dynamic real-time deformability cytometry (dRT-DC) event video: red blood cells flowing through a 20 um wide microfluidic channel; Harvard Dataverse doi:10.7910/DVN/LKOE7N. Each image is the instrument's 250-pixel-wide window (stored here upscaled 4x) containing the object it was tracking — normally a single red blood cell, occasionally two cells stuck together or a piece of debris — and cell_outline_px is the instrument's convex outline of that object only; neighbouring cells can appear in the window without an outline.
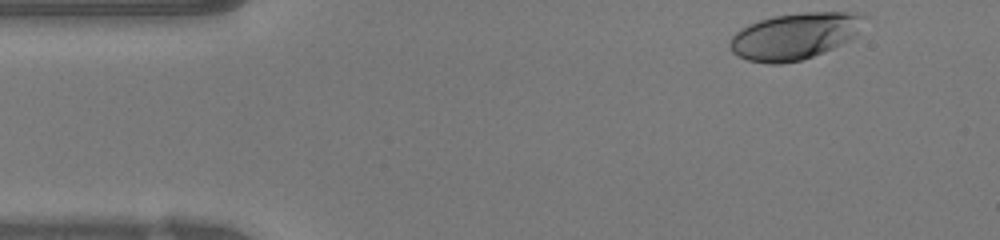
{"species": "human", "species_latin": "Homo sapiens", "temperature_condition": "warm", "stored_images_in_passage": 44, "camera_frame_rate_fps": 3000, "um_per_image_px": 0.085, "donor": {"sex": "female"}, "frame": {"image": 1, "passage_image": 1, "time_ms": 0.0, "image_size_px": [1000, 240], "cell_outline_px": [[868, 16], [856, 32], [848, 40], [824, 52], [800, 60], [780, 64], [768, 64], [748, 60], [736, 56], [728, 48], [728, 44], [732, 36], [736, 32], [748, 24], [772, 16], [804, 12], [864, 12]], "centroid_in_image_um": [67.52, 3.06], "position_along_channel_um": 17.5, "area_um2": 36.47}}
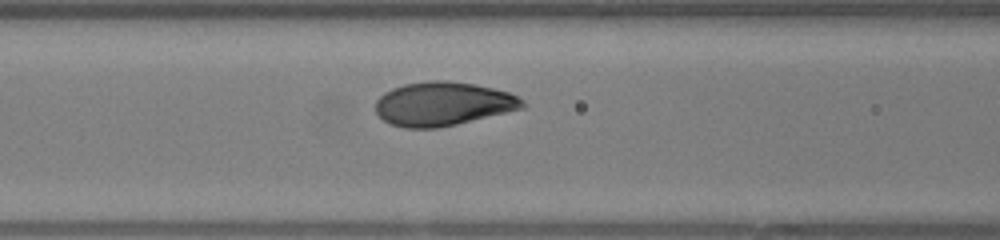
{"frame": {"image": 2, "passage_image": 15, "time_ms": 4.667, "image_size_px": [1000, 240], "cell_outline_px": [[528, 104], [524, 108], [456, 124], [436, 128], [404, 128], [392, 124], [384, 120], [376, 112], [376, 100], [384, 92], [392, 88], [404, 84], [432, 80], [444, 80], [472, 84], [492, 88], [508, 92], [524, 100]], "centroid_in_image_um": [37.65, 8.82], "position_along_channel_um": 129.0, "area_um2": 37.34}}
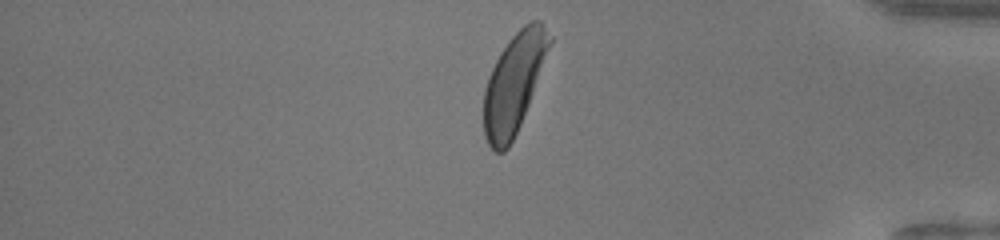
{"frame": {"image": 3, "passage_image": 36, "time_ms": 11.667, "image_size_px": [1000, 240], "cell_outline_px": [[552, 44], [520, 124], [508, 148], [504, 152], [496, 152], [488, 144], [484, 136], [484, 88], [488, 76], [500, 52], [508, 40], [524, 24], [532, 20], [540, 20], [552, 36]], "centroid_in_image_um": [43.68, 7.04], "position_along_channel_um": 391.5, "area_um2": 37.8}, "authors_computed_cell_mechanics": {"area_um2": 37.1943, "velocity_mm_per_s": 4.2152, "shape_relaxation_time_tau1_ms": 2.371, "shape_relaxation_time_tau2_ms": null, "deformation_change_tau1": 0.1474, "deformation_change_tau2": null}}